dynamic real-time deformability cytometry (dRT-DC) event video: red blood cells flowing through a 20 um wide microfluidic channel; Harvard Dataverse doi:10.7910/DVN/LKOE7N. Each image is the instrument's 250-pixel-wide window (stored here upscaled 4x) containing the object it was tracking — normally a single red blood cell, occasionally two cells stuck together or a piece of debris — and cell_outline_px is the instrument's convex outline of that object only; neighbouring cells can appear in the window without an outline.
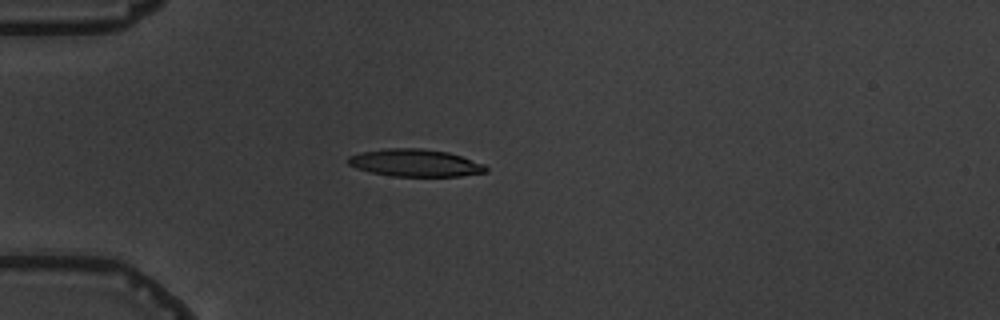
{"species": "common noctule bat (a hibernating species)", "species_latin": "Nyctalus noctula", "temperature_condition": "warm", "stored_images_in_passage": 5, "camera_frame_rate_fps": 3000, "um_per_image_px": 0.085, "animal": {"sex": "male", "body_mass_g": 19.5, "forearm_length_mm": 54.6}, "frame": {"image": 1, "passage_image": 5, "time_ms": 5.333, "image_size_px": [1000, 320], "cell_outline_px": [[488, 172], [460, 176], [392, 176], [372, 172], [356, 168], [348, 164], [348, 156], [360, 152], [384, 148], [420, 148], [448, 152], [484, 164], [488, 168]], "centroid_in_image_um": [35.28, 13.84], "position_along_channel_um": 49.7, "area_um2": 21.96}}